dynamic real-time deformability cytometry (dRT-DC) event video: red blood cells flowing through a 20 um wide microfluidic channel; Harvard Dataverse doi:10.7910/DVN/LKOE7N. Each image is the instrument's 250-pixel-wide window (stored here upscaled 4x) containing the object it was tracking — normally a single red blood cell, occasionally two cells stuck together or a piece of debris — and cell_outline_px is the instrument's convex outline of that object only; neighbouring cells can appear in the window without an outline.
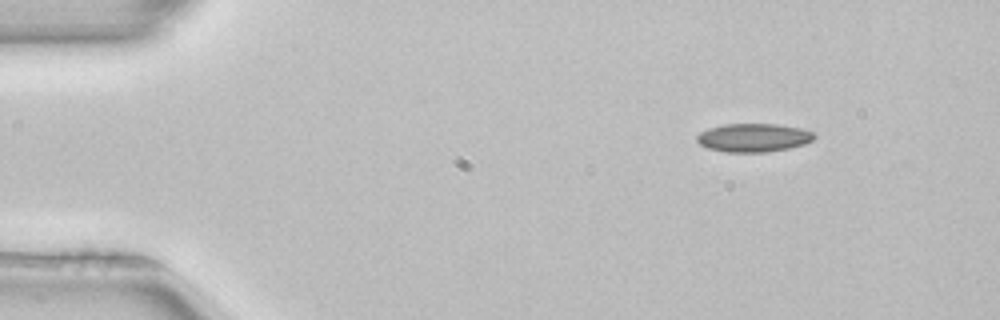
{"species": "common noctule bat (a hibernating species)", "species_latin": "Nyctalus noctula", "temperature_condition": "room temperature", "stored_images_in_passage": 46, "camera_frame_rate_fps": 3000, "um_per_image_px": 0.085, "animal": {"sex": "female", "body_mass_g": 22.7, "forearm_length_mm": 54.2}, "frame": {"image": 1, "passage_image": 1, "time_ms": 0.0, "image_size_px": [1000, 320], "cell_outline_px": [[816, 136], [812, 140], [804, 144], [788, 148], [764, 152], [724, 152], [708, 148], [700, 144], [696, 140], [696, 136], [700, 132], [708, 128], [724, 124], [776, 124], [800, 128], [812, 132]], "centroid_in_image_um": [64.01, 11.7], "position_along_channel_um": 21.0, "area_um2": 19.36}}
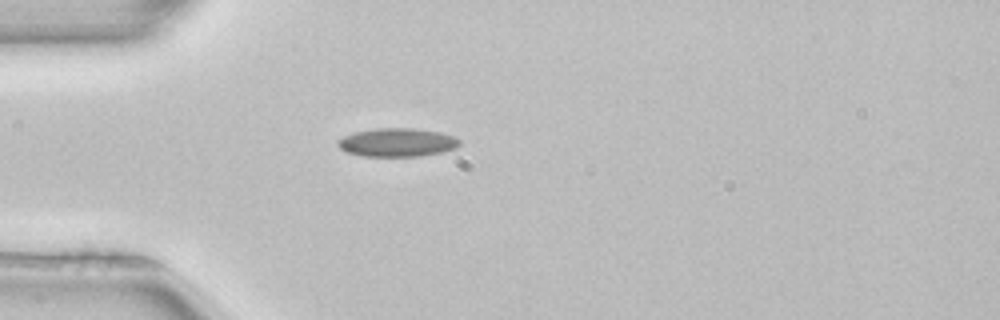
{"frame": {"image": 2, "passage_image": 9, "time_ms": 2.667, "image_size_px": [1000, 320], "cell_outline_px": [[460, 144], [456, 148], [440, 152], [420, 156], [360, 156], [344, 152], [336, 144], [336, 140], [352, 132], [376, 128], [412, 128], [440, 132], [456, 136], [460, 140]], "centroid_in_image_um": [33.72, 12.1], "position_along_channel_um": 51.3, "area_um2": 20.46}}
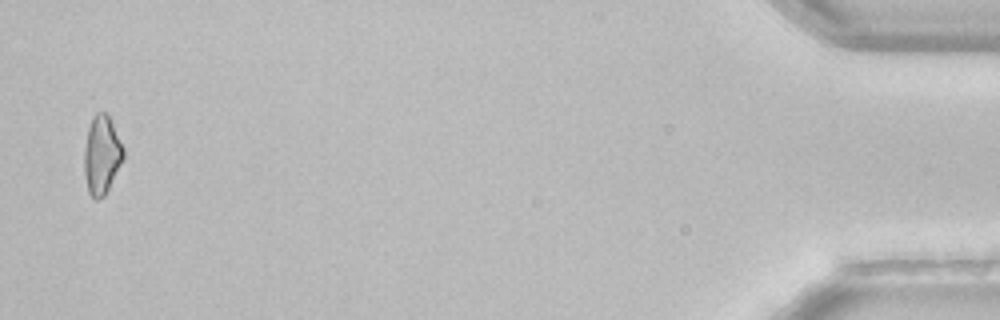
{"frame": {"image": 3, "passage_image": 45, "time_ms": 14.667, "image_size_px": [1000, 320], "cell_outline_px": [[124, 156], [104, 196], [96, 200], [88, 192], [84, 172], [84, 148], [88, 128], [92, 116], [96, 112], [104, 112], [108, 116], [124, 148]], "centroid_in_image_um": [8.62, 13.16], "position_along_channel_um": 426.6, "area_um2": 17.63}}